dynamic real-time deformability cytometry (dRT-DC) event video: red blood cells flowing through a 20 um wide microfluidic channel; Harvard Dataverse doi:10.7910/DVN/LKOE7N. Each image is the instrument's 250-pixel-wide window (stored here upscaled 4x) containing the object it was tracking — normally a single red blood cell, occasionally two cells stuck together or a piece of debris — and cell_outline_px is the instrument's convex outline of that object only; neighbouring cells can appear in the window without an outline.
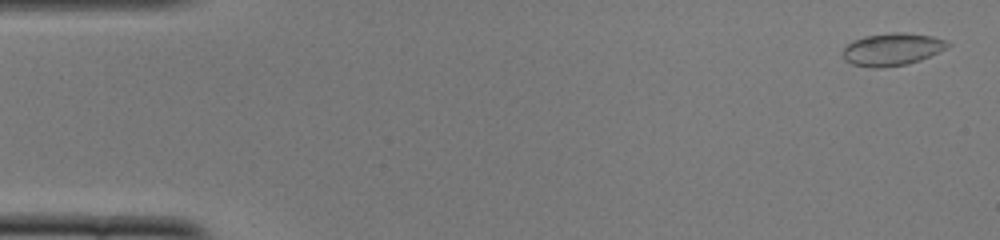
{"species": "common noctule bat (a hibernating species)", "species_latin": "Nyctalus noctula", "temperature_condition": "cold", "stored_images_in_passage": 51, "camera_frame_rate_fps": 3000, "um_per_image_px": 0.085, "animal": {"sex": "female", "body_mass_g": 22.0, "forearm_length_mm": 56.7}, "frame": {"image": 1, "passage_image": 2, "time_ms": 0.333, "image_size_px": [1000, 240], "cell_outline_px": [[952, 44], [920, 60], [908, 64], [880, 68], [872, 68], [852, 64], [844, 60], [844, 48], [848, 44], [864, 36], [888, 32], [904, 32], [932, 36], [944, 40]], "centroid_in_image_um": [75.81, 4.19], "position_along_channel_um": 9.2, "area_um2": 19.65}}
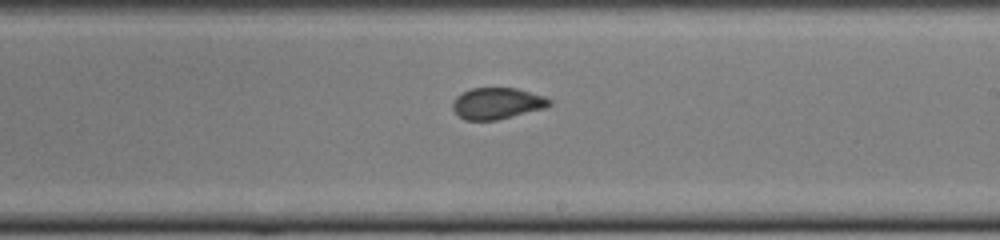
{"frame": {"image": 2, "passage_image": 30, "time_ms": 9.667, "image_size_px": [1000, 240], "cell_outline_px": [[552, 104], [544, 108], [496, 120], [464, 120], [452, 108], [452, 100], [456, 96], [472, 88], [516, 88], [544, 96], [552, 100]], "centroid_in_image_um": [42.24, 8.78], "position_along_channel_um": 246.8, "area_um2": 17.57}}
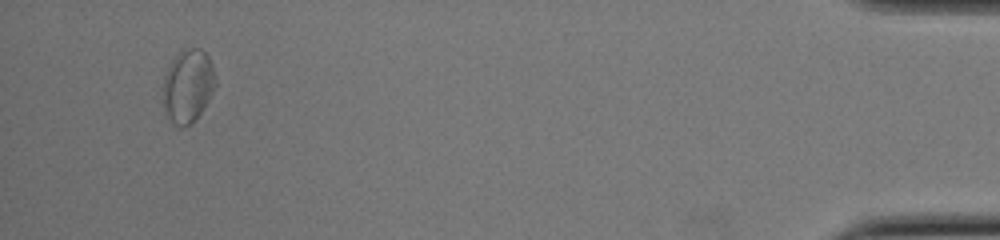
{"frame": {"image": 3, "passage_image": 49, "time_ms": 16.0, "image_size_px": [1000, 240], "cell_outline_px": [[216, 84], [208, 100], [200, 112], [188, 124], [180, 128], [172, 124], [164, 116], [164, 76], [172, 60], [180, 52], [192, 48], [200, 48], [208, 56], [212, 64], [216, 76]], "centroid_in_image_um": [15.96, 7.32], "position_along_channel_um": 419.2, "area_um2": 22.14}, "authors_computed_cell_mechanics": {"area_um2": 18.4382, "velocity_mm_per_s": 3.8975, "shape_relaxation_time_tau1_ms": 7.001, "shape_relaxation_time_tau2_ms": null, "deformation_change_tau1": 0.0958, "deformation_change_tau2": null}}